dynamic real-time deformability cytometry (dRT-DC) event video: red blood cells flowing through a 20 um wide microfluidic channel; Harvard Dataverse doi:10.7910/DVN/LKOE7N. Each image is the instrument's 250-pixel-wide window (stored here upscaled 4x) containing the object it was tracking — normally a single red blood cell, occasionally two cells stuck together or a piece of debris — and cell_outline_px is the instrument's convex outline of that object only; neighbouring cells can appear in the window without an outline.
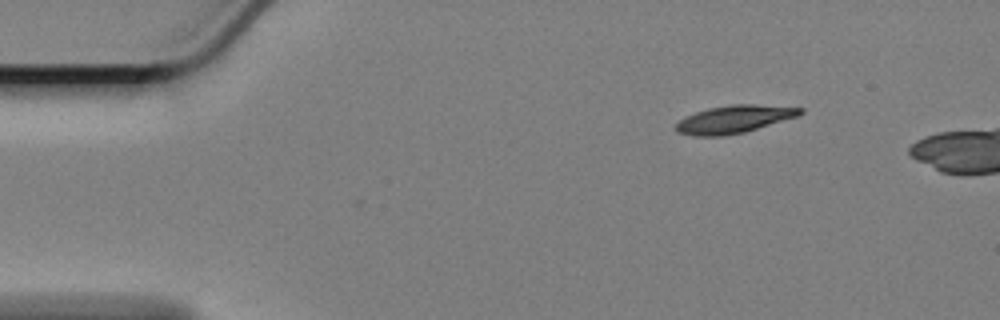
{"species": "Egyptian fruit bat (a non-hibernating species)", "species_latin": "Rousettus aegyptiacus", "temperature_condition": "cold", "stored_images_in_passage": 44, "camera_frame_rate_fps": 3000, "um_per_image_px": 0.085, "animal": {"sex": "female"}, "frame": {"image": 1, "passage_image": 1, "time_ms": 0.0, "image_size_px": [1000, 320], "cell_outline_px": [[804, 112], [796, 116], [744, 132], [720, 136], [696, 136], [676, 132], [672, 128], [684, 116], [708, 108], [732, 104], [756, 104], [804, 108]], "centroid_in_image_um": [62.33, 10.13], "position_along_channel_um": 22.7, "area_um2": 19.94}}
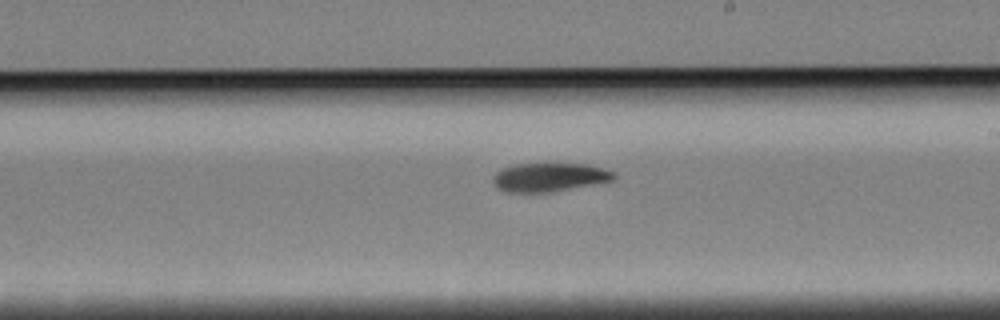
{"frame": {"image": 2, "passage_image": 27, "time_ms": 8.667, "image_size_px": [1000, 320], "cell_outline_px": [[616, 180], [548, 192], [508, 192], [500, 188], [492, 180], [496, 172], [504, 168], [516, 164], [588, 164], [604, 168], [616, 172]], "centroid_in_image_um": [46.77, 15.05], "position_along_channel_um": 242.2, "area_um2": 19.94}}
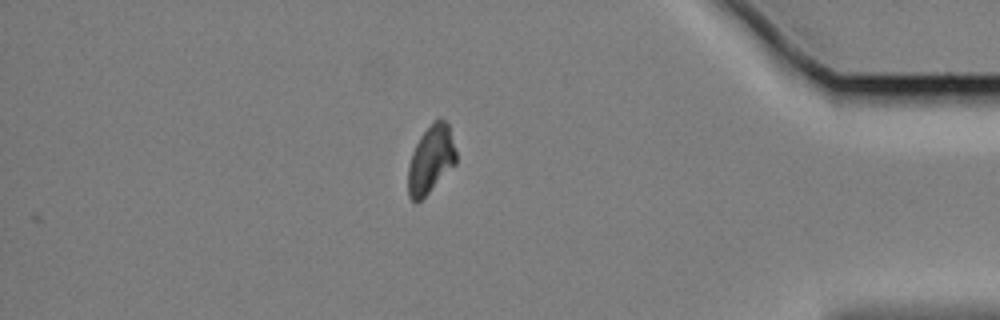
{"frame": {"image": 3, "passage_image": 44, "time_ms": 14.333, "image_size_px": [1000, 320], "cell_outline_px": [[456, 164], [416, 204], [408, 196], [408, 168], [412, 152], [420, 136], [432, 120], [440, 116], [448, 124], [456, 152]], "centroid_in_image_um": [36.61, 13.52], "position_along_channel_um": 398.6, "area_um2": 18.96}, "authors_computed_cell_mechanics": {"area_um2": 20.6924, "velocity_mm_per_s": 3.3602, "shape_relaxation_time_tau1_ms": 7.4239, "shape_relaxation_time_tau2_ms": null, "deformation_change_tau1": 0.1528, "deformation_change_tau2": null}}